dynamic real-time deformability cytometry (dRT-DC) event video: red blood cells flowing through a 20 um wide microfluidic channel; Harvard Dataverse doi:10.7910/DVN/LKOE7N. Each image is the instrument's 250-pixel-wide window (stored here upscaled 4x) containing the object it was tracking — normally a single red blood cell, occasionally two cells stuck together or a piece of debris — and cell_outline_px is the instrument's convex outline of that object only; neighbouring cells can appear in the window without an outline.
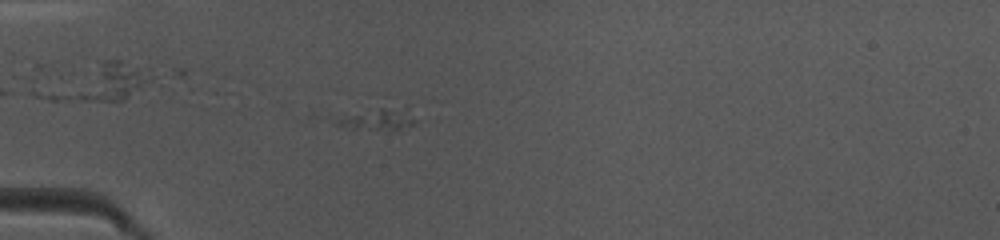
{"species": "common noctule bat (a hibernating species)", "species_latin": "Nyctalus noctula", "temperature_condition": "warm", "stored_images_in_passage": 18, "camera_frame_rate_fps": 3000, "um_per_image_px": 0.085, "animal": {"sex": "female", "body_mass_g": 10.0, "forearm_length_mm": 53.1}, "frame": {"image": 1, "passage_image": 1, "time_ms": 0.0, "image_size_px": [1000, 240], "cell_outline_px": [[416, 124], [400, 132], [396, 132], [352, 128], [336, 124], [332, 120], [344, 116], [380, 108], [404, 104], [408, 104], [416, 120]], "centroid_in_image_um": [32.36, 10.14], "position_along_channel_um": 52.6, "area_um2": 10.81}}
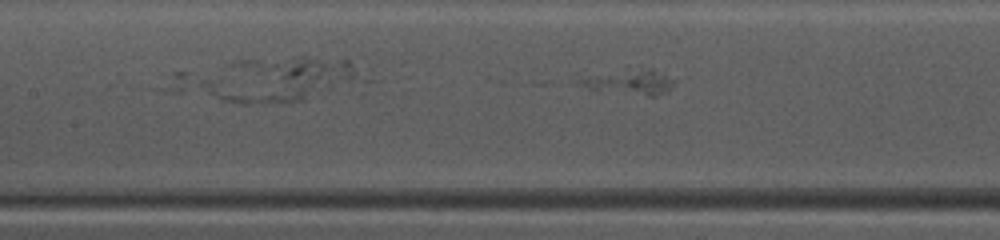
{"frame": {"image": 2, "passage_image": 9, "time_ms": 2.667, "image_size_px": [1000, 240], "cell_outline_px": [[680, 80], [656, 96], [648, 96], [596, 92], [588, 88], [576, 76], [628, 64], [652, 68]], "centroid_in_image_um": [53.43, 6.87], "position_along_channel_um": 154.0, "area_um2": 15.72}}
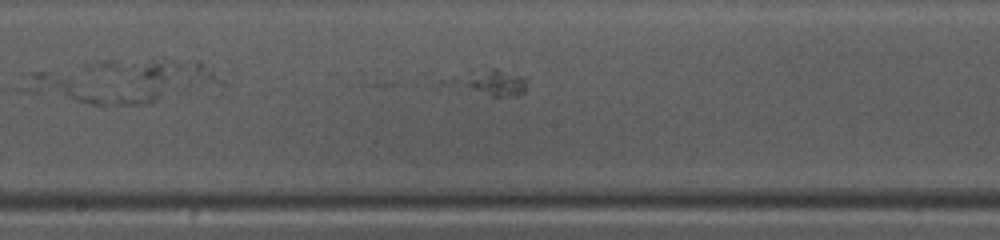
{"frame": {"image": 3, "passage_image": 13, "time_ms": 4.0, "image_size_px": [1000, 240], "cell_outline_px": [[528, 76], [524, 92], [500, 96], [492, 96], [436, 88], [440, 80], [492, 68], [496, 68]], "centroid_in_image_um": [41.38, 7.04], "position_along_channel_um": 206.8, "area_um2": 12.66}}